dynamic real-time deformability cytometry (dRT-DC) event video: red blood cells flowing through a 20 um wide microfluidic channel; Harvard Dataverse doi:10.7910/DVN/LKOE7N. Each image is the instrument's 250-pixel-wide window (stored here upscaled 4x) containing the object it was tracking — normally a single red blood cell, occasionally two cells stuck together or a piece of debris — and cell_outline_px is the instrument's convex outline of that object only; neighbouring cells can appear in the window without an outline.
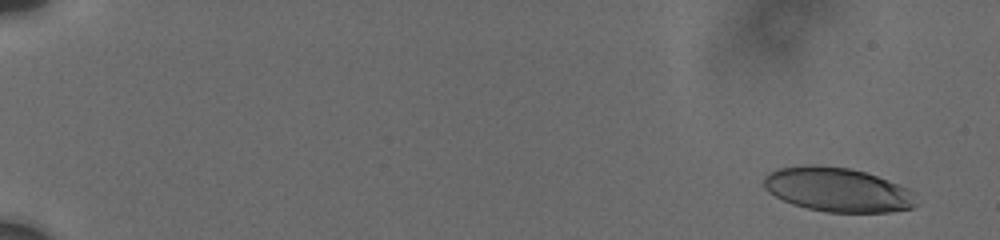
{"species": "human", "species_latin": "Homo sapiens", "temperature_condition": "cold", "stored_images_in_passage": 29, "camera_frame_rate_fps": 3000, "um_per_image_px": 0.085, "donor": {"sex": "male"}, "frame": {"image": 1, "passage_image": 1, "time_ms": 0.0, "image_size_px": [1000, 240], "cell_outline_px": [[916, 204], [912, 208], [892, 212], [828, 212], [808, 208], [792, 204], [768, 192], [764, 188], [764, 176], [768, 172], [776, 168], [800, 164], [820, 164], [852, 168], [900, 184], [908, 188], [912, 192]], "centroid_in_image_um": [71.15, 16.1], "position_along_channel_um": 13.8, "area_um2": 39.59}}
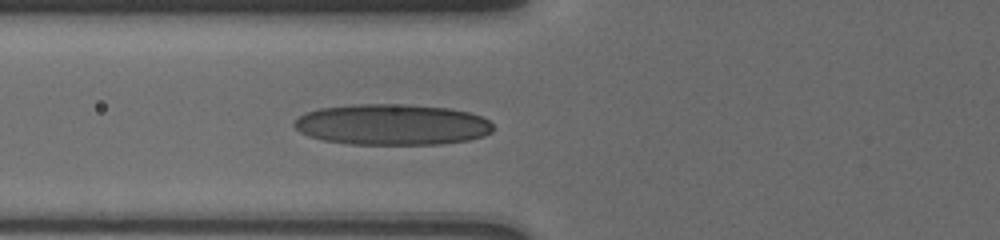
{"frame": {"image": 2, "passage_image": 21, "time_ms": 7.0, "image_size_px": [1000, 240], "cell_outline_px": [[492, 132], [484, 136], [468, 140], [440, 144], [348, 144], [324, 140], [308, 136], [300, 132], [292, 124], [304, 112], [320, 108], [356, 104], [404, 104], [448, 108], [468, 112], [480, 116], [488, 120], [492, 124]], "centroid_in_image_um": [33.31, 10.59], "position_along_channel_um": 92.5, "area_um2": 47.45}}
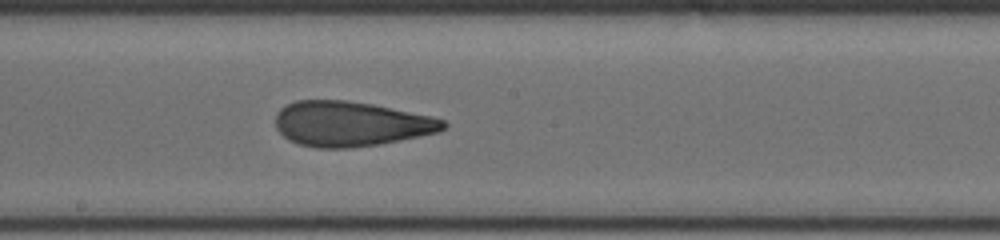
{"frame": {"image": 3, "passage_image": 29, "time_ms": 10.333, "image_size_px": [1000, 240], "cell_outline_px": [[448, 124], [440, 132], [380, 144], [348, 148], [316, 148], [300, 144], [288, 140], [276, 128], [276, 112], [280, 108], [296, 100], [348, 100], [372, 104], [432, 116], [444, 120]], "centroid_in_image_um": [29.81, 10.52], "position_along_channel_um": 218.4, "area_um2": 44.1}}